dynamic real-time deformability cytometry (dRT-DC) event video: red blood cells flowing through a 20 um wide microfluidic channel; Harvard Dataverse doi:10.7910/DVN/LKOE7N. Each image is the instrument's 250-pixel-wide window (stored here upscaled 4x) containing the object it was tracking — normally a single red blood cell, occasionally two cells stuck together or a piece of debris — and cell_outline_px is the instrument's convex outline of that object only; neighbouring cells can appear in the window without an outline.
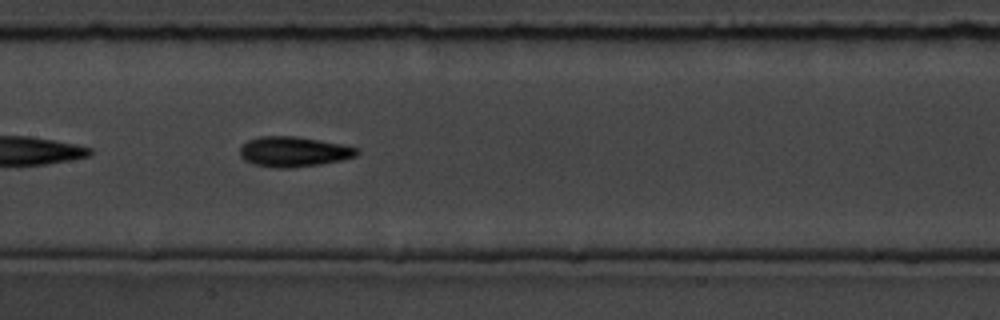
{"species": "common noctule bat (a hibernating species)", "species_latin": "Nyctalus noctula", "temperature_condition": "room temperature", "stored_images_in_passage": 36, "camera_frame_rate_fps": 3000, "um_per_image_px": 0.085, "animal": {"sex": "male", "body_mass_g": 19.5, "forearm_length_mm": 54.6}, "frame": {"image": 1, "passage_image": 11, "time_ms": 3.333, "image_size_px": [1000, 320], "cell_outline_px": [[360, 152], [356, 156], [340, 160], [320, 164], [292, 168], [276, 168], [256, 164], [244, 160], [240, 156], [240, 144], [248, 140], [260, 136], [296, 136], [340, 144], [360, 148]], "centroid_in_image_um": [24.94, 12.89], "position_along_channel_um": 182.5, "area_um2": 20.58}}
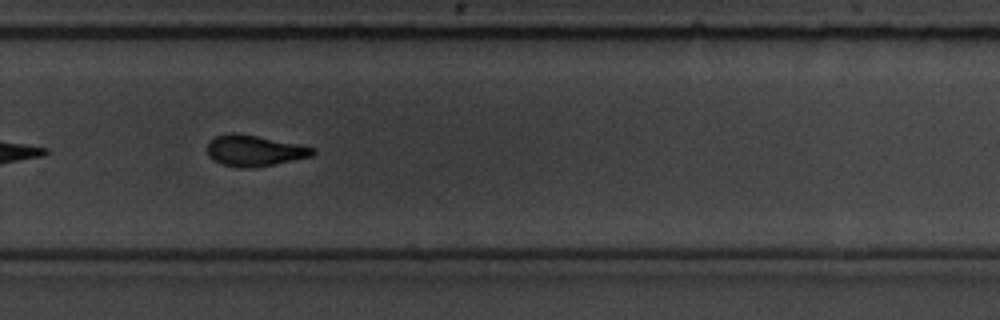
{"frame": {"image": 2, "passage_image": 21, "time_ms": 6.667, "image_size_px": [1000, 320], "cell_outline_px": [[316, 152], [312, 156], [252, 168], [240, 168], [220, 164], [212, 160], [208, 156], [208, 144], [216, 136], [232, 132], [236, 132], [316, 148]], "centroid_in_image_um": [21.59, 12.81], "position_along_channel_um": 308.2, "area_um2": 18.84}, "authors_computed_cell_mechanics": {"area_um2": 19.074, "velocity_mm_per_s": 3.7909, "shape_relaxation_time_tau1_ms": 3.5852, "shape_relaxation_time_tau2_ms": 5.4159, "deformation_change_tau1": 0.1585, "deformation_change_tau2": 0.1428}}